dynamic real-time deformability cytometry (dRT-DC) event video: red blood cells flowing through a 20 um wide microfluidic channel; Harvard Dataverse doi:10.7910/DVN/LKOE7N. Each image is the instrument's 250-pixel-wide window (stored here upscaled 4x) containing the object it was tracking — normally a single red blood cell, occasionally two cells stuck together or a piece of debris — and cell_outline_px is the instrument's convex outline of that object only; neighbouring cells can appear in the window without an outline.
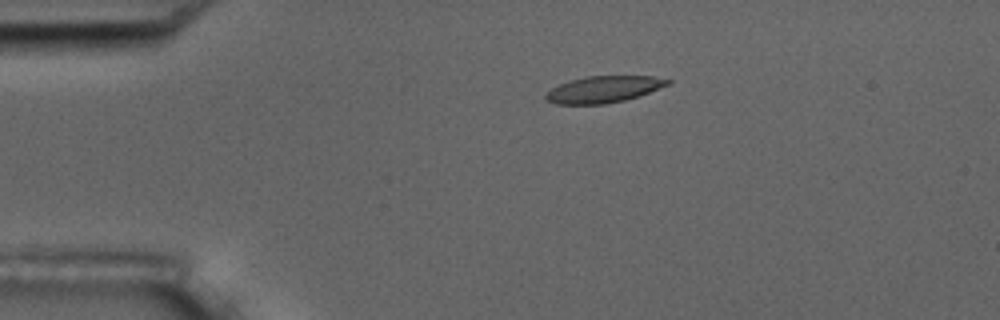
{"species": "common noctule bat (a hibernating species)", "species_latin": "Nyctalus noctula", "temperature_condition": "room temperature", "stored_images_in_passage": 5, "camera_frame_rate_fps": 3000, "um_per_image_px": 0.085, "animal": {"sex": "male", "body_mass_g": 17.5, "forearm_length_mm": 52.3}, "frame": {"image": 1, "passage_image": 3, "time_ms": 3.0, "image_size_px": [1000, 320], "cell_outline_px": [[672, 84], [624, 100], [604, 104], [556, 104], [544, 100], [544, 96], [552, 88], [560, 84], [584, 76], [652, 76], [672, 80]], "centroid_in_image_um": [51.3, 7.59], "position_along_channel_um": 33.7, "area_um2": 18.79}}
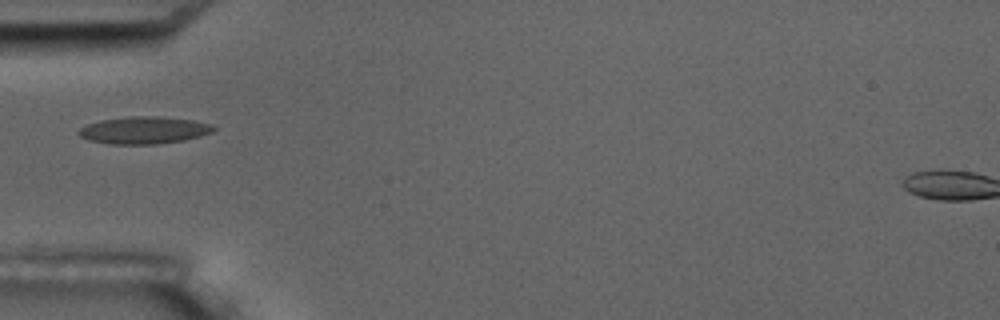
{"frame": {"image": 2, "passage_image": 5, "time_ms": 5.333, "image_size_px": [1000, 320], "cell_outline_px": [[216, 128], [212, 132], [200, 136], [184, 140], [156, 144], [112, 144], [88, 140], [80, 136], [76, 132], [80, 128], [88, 124], [100, 120], [132, 116], [160, 116], [192, 120], [212, 124]], "centroid_in_image_um": [12.24, 11.06], "position_along_channel_um": 72.8, "area_um2": 21.39}}